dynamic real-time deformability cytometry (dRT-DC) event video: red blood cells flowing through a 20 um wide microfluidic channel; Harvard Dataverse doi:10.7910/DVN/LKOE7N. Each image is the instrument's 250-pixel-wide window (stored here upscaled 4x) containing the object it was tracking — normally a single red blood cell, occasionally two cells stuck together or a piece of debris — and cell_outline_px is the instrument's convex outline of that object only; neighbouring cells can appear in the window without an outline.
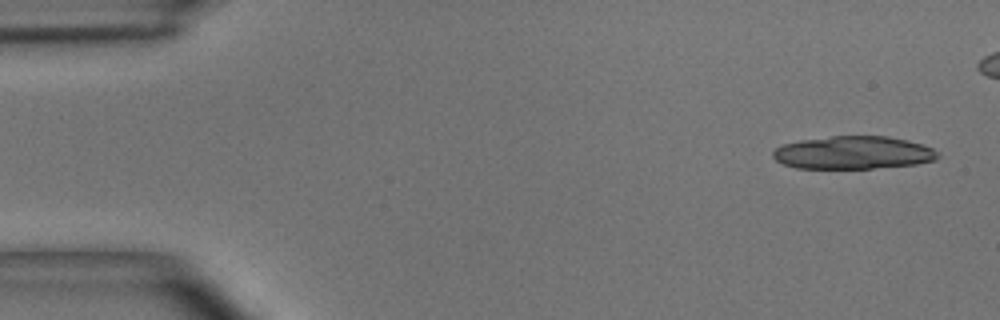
{"species": "common noctule bat (a hibernating species)", "species_latin": "Nyctalus noctula", "temperature_condition": "room temperature", "stored_images_in_passage": 5, "camera_frame_rate_fps": 3000, "um_per_image_px": 0.085, "animal": {"sex": "male", "body_mass_g": 15.6}, "frame": {"image": 1, "passage_image": 1, "time_ms": 0.0, "image_size_px": [1000, 320], "cell_outline_px": [[940, 156], [936, 160], [916, 164], [872, 168], [796, 168], [784, 164], [776, 160], [772, 156], [772, 152], [776, 148], [784, 144], [800, 140], [832, 136], [888, 136], [908, 140], [932, 148], [940, 152]], "centroid_in_image_um": [72.55, 12.97], "position_along_channel_um": 12.5, "area_um2": 31.62}}
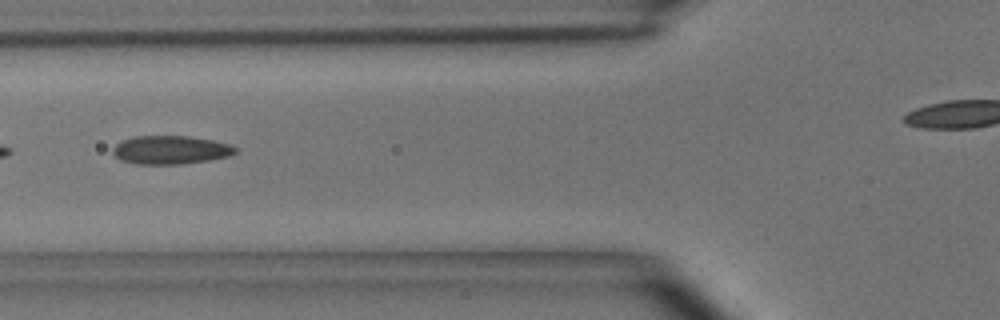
{"frame": {"image": 2, "passage_image": 5, "time_ms": 1.333, "image_size_px": [1000, 320], "cell_outline_px": [[236, 152], [228, 156], [208, 160], [180, 164], [136, 164], [120, 160], [112, 152], [112, 148], [120, 140], [132, 136], [188, 136], [212, 140], [232, 144], [236, 148]], "centroid_in_image_um": [14.46, 12.73], "position_along_channel_um": 111.3, "area_um2": 20.4}}